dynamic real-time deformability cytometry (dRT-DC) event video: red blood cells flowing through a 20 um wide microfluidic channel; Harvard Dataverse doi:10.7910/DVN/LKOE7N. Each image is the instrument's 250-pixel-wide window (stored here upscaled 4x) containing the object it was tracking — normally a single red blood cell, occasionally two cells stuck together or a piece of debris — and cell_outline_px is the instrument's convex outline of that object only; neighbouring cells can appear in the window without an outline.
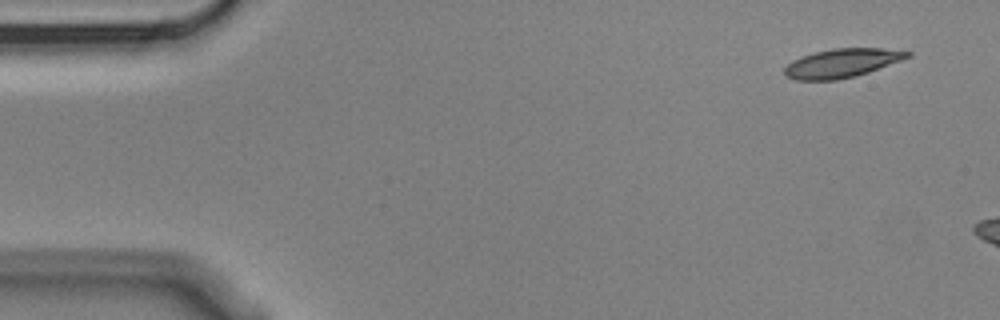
{"species": "Egyptian fruit bat (a non-hibernating species)", "species_latin": "Rousettus aegyptiacus", "temperature_condition": "cold", "stored_images_in_passage": 5, "camera_frame_rate_fps": 3000, "um_per_image_px": 0.085, "animal": {"sex": "male"}, "frame": {"image": 1, "passage_image": 1, "time_ms": 0.0, "image_size_px": [1000, 320], "cell_outline_px": [[912, 56], [868, 72], [856, 76], [836, 80], [796, 80], [784, 76], [784, 68], [792, 60], [800, 56], [812, 52], [832, 48], [880, 48], [912, 52]], "centroid_in_image_um": [71.52, 5.36], "position_along_channel_um": 13.5, "area_um2": 20.75}}